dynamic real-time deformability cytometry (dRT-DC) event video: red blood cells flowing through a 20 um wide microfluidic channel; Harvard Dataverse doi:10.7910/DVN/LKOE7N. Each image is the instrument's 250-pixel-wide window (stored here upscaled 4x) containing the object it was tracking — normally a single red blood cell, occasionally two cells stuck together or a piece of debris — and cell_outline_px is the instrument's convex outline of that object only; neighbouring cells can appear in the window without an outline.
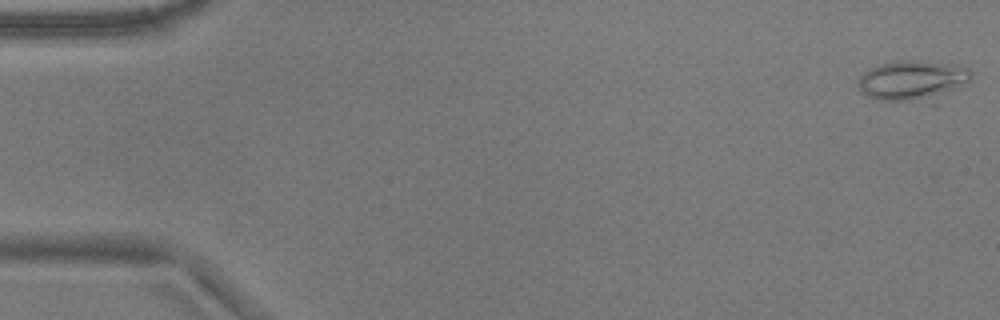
{"species": "common noctule bat (a hibernating species)", "species_latin": "Nyctalus noctula", "temperature_condition": "warm", "stored_images_in_passage": 18, "camera_frame_rate_fps": 3000, "um_per_image_px": 0.085, "animal": {"sex": "male", "body_mass_g": 17.9}, "frame": {"image": 1, "passage_image": 1, "time_ms": 0.0, "image_size_px": [1000, 320], "cell_outline_px": [[972, 76], [968, 80], [936, 108], [932, 108], [876, 100], [860, 92], [856, 84], [856, 80], [860, 72], [868, 68], [880, 64], [896, 60], [920, 60], [956, 64], [968, 68], [972, 72]], "centroid_in_image_um": [77.59, 6.97], "position_along_channel_um": 7.4, "area_um2": 29.42}}